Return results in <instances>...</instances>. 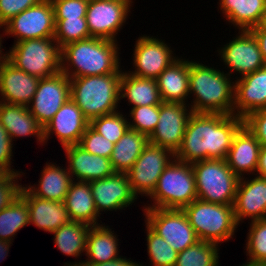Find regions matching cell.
Here are the masks:
<instances>
[{
	"label": "cell",
	"instance_id": "6da1fadb",
	"mask_svg": "<svg viewBox=\"0 0 266 266\" xmlns=\"http://www.w3.org/2000/svg\"><path fill=\"white\" fill-rule=\"evenodd\" d=\"M243 118L221 113H192L175 158L194 163L206 159H226Z\"/></svg>",
	"mask_w": 266,
	"mask_h": 266
},
{
	"label": "cell",
	"instance_id": "7a4b0ae2",
	"mask_svg": "<svg viewBox=\"0 0 266 266\" xmlns=\"http://www.w3.org/2000/svg\"><path fill=\"white\" fill-rule=\"evenodd\" d=\"M119 42L91 37L61 48V72L69 78L115 73L121 66Z\"/></svg>",
	"mask_w": 266,
	"mask_h": 266
},
{
	"label": "cell",
	"instance_id": "3957f363",
	"mask_svg": "<svg viewBox=\"0 0 266 266\" xmlns=\"http://www.w3.org/2000/svg\"><path fill=\"white\" fill-rule=\"evenodd\" d=\"M231 79V80H230ZM224 71L190 61L188 105L193 113L233 115L235 81ZM192 94V96H191Z\"/></svg>",
	"mask_w": 266,
	"mask_h": 266
},
{
	"label": "cell",
	"instance_id": "277c9868",
	"mask_svg": "<svg viewBox=\"0 0 266 266\" xmlns=\"http://www.w3.org/2000/svg\"><path fill=\"white\" fill-rule=\"evenodd\" d=\"M122 71L120 67L112 74L69 78L70 98L89 122L119 111Z\"/></svg>",
	"mask_w": 266,
	"mask_h": 266
},
{
	"label": "cell",
	"instance_id": "5b68a950",
	"mask_svg": "<svg viewBox=\"0 0 266 266\" xmlns=\"http://www.w3.org/2000/svg\"><path fill=\"white\" fill-rule=\"evenodd\" d=\"M151 204L143 208L183 209L197 199L192 164L176 158L164 169L157 186L148 197Z\"/></svg>",
	"mask_w": 266,
	"mask_h": 266
},
{
	"label": "cell",
	"instance_id": "8992f818",
	"mask_svg": "<svg viewBox=\"0 0 266 266\" xmlns=\"http://www.w3.org/2000/svg\"><path fill=\"white\" fill-rule=\"evenodd\" d=\"M199 240L220 244L234 238L238 228L233 205L196 199L182 209Z\"/></svg>",
	"mask_w": 266,
	"mask_h": 266
},
{
	"label": "cell",
	"instance_id": "52a82bcc",
	"mask_svg": "<svg viewBox=\"0 0 266 266\" xmlns=\"http://www.w3.org/2000/svg\"><path fill=\"white\" fill-rule=\"evenodd\" d=\"M197 199L234 205L239 177L228 167L226 159H206L192 163Z\"/></svg>",
	"mask_w": 266,
	"mask_h": 266
},
{
	"label": "cell",
	"instance_id": "ba28073f",
	"mask_svg": "<svg viewBox=\"0 0 266 266\" xmlns=\"http://www.w3.org/2000/svg\"><path fill=\"white\" fill-rule=\"evenodd\" d=\"M7 60L29 75L50 77L61 71V48L54 37L20 41L8 50Z\"/></svg>",
	"mask_w": 266,
	"mask_h": 266
},
{
	"label": "cell",
	"instance_id": "9c48e42d",
	"mask_svg": "<svg viewBox=\"0 0 266 266\" xmlns=\"http://www.w3.org/2000/svg\"><path fill=\"white\" fill-rule=\"evenodd\" d=\"M145 223L178 253L199 238L182 209L143 208Z\"/></svg>",
	"mask_w": 266,
	"mask_h": 266
},
{
	"label": "cell",
	"instance_id": "30bf717a",
	"mask_svg": "<svg viewBox=\"0 0 266 266\" xmlns=\"http://www.w3.org/2000/svg\"><path fill=\"white\" fill-rule=\"evenodd\" d=\"M55 16L52 2L42 0L11 18L2 27L5 35L15 36L14 43L36 38L54 37Z\"/></svg>",
	"mask_w": 266,
	"mask_h": 266
},
{
	"label": "cell",
	"instance_id": "8fae6325",
	"mask_svg": "<svg viewBox=\"0 0 266 266\" xmlns=\"http://www.w3.org/2000/svg\"><path fill=\"white\" fill-rule=\"evenodd\" d=\"M175 154L169 149L148 144L127 172L133 193L149 197L155 190L164 169L173 161Z\"/></svg>",
	"mask_w": 266,
	"mask_h": 266
},
{
	"label": "cell",
	"instance_id": "7c38bea8",
	"mask_svg": "<svg viewBox=\"0 0 266 266\" xmlns=\"http://www.w3.org/2000/svg\"><path fill=\"white\" fill-rule=\"evenodd\" d=\"M132 3L133 0H89L86 21L90 36L117 42V34L133 9Z\"/></svg>",
	"mask_w": 266,
	"mask_h": 266
},
{
	"label": "cell",
	"instance_id": "4fadbf2b",
	"mask_svg": "<svg viewBox=\"0 0 266 266\" xmlns=\"http://www.w3.org/2000/svg\"><path fill=\"white\" fill-rule=\"evenodd\" d=\"M220 61L227 66V74L241 76L253 73L266 66L258 43L249 30H239L236 37L218 50ZM233 73V74H232Z\"/></svg>",
	"mask_w": 266,
	"mask_h": 266
},
{
	"label": "cell",
	"instance_id": "5bb4252c",
	"mask_svg": "<svg viewBox=\"0 0 266 266\" xmlns=\"http://www.w3.org/2000/svg\"><path fill=\"white\" fill-rule=\"evenodd\" d=\"M69 99L70 79L60 71L53 76L40 78L35 95L27 107L44 127Z\"/></svg>",
	"mask_w": 266,
	"mask_h": 266
},
{
	"label": "cell",
	"instance_id": "9a60e30c",
	"mask_svg": "<svg viewBox=\"0 0 266 266\" xmlns=\"http://www.w3.org/2000/svg\"><path fill=\"white\" fill-rule=\"evenodd\" d=\"M193 111L183 103L162 102L159 105V120L149 143L169 149L174 154L178 151L185 129Z\"/></svg>",
	"mask_w": 266,
	"mask_h": 266
},
{
	"label": "cell",
	"instance_id": "2e32d148",
	"mask_svg": "<svg viewBox=\"0 0 266 266\" xmlns=\"http://www.w3.org/2000/svg\"><path fill=\"white\" fill-rule=\"evenodd\" d=\"M170 45L157 37L141 35L135 42L133 50V67L131 75L156 79L178 56L174 55Z\"/></svg>",
	"mask_w": 266,
	"mask_h": 266
},
{
	"label": "cell",
	"instance_id": "e0dca14e",
	"mask_svg": "<svg viewBox=\"0 0 266 266\" xmlns=\"http://www.w3.org/2000/svg\"><path fill=\"white\" fill-rule=\"evenodd\" d=\"M90 187L99 215L103 211L125 210L138 199L132 191L127 173L115 172L106 178L91 181Z\"/></svg>",
	"mask_w": 266,
	"mask_h": 266
},
{
	"label": "cell",
	"instance_id": "ac0fdd59",
	"mask_svg": "<svg viewBox=\"0 0 266 266\" xmlns=\"http://www.w3.org/2000/svg\"><path fill=\"white\" fill-rule=\"evenodd\" d=\"M89 125L81 109L70 98L53 118L43 127L44 145L55 134L62 147L79 144L81 136Z\"/></svg>",
	"mask_w": 266,
	"mask_h": 266
},
{
	"label": "cell",
	"instance_id": "d6986e66",
	"mask_svg": "<svg viewBox=\"0 0 266 266\" xmlns=\"http://www.w3.org/2000/svg\"><path fill=\"white\" fill-rule=\"evenodd\" d=\"M254 176L241 177L238 182L233 207L239 227L248 217L250 221L266 219V178Z\"/></svg>",
	"mask_w": 266,
	"mask_h": 266
},
{
	"label": "cell",
	"instance_id": "ffe728a7",
	"mask_svg": "<svg viewBox=\"0 0 266 266\" xmlns=\"http://www.w3.org/2000/svg\"><path fill=\"white\" fill-rule=\"evenodd\" d=\"M233 115L245 118L266 109V66L242 77H235Z\"/></svg>",
	"mask_w": 266,
	"mask_h": 266
},
{
	"label": "cell",
	"instance_id": "44dd1931",
	"mask_svg": "<svg viewBox=\"0 0 266 266\" xmlns=\"http://www.w3.org/2000/svg\"><path fill=\"white\" fill-rule=\"evenodd\" d=\"M39 80L6 60L0 67V102L28 106Z\"/></svg>",
	"mask_w": 266,
	"mask_h": 266
},
{
	"label": "cell",
	"instance_id": "7402d4cb",
	"mask_svg": "<svg viewBox=\"0 0 266 266\" xmlns=\"http://www.w3.org/2000/svg\"><path fill=\"white\" fill-rule=\"evenodd\" d=\"M67 157V170L75 181L91 182L115 173L110 158L90 154L78 144L63 147Z\"/></svg>",
	"mask_w": 266,
	"mask_h": 266
},
{
	"label": "cell",
	"instance_id": "603a6c76",
	"mask_svg": "<svg viewBox=\"0 0 266 266\" xmlns=\"http://www.w3.org/2000/svg\"><path fill=\"white\" fill-rule=\"evenodd\" d=\"M20 195L26 200L29 209V224L43 231L53 232L71 221L64 201H52L33 196L22 185Z\"/></svg>",
	"mask_w": 266,
	"mask_h": 266
},
{
	"label": "cell",
	"instance_id": "cb8c5ba5",
	"mask_svg": "<svg viewBox=\"0 0 266 266\" xmlns=\"http://www.w3.org/2000/svg\"><path fill=\"white\" fill-rule=\"evenodd\" d=\"M261 144L243 125L235 134L226 157L228 167L239 177L255 175ZM250 173V174H249Z\"/></svg>",
	"mask_w": 266,
	"mask_h": 266
},
{
	"label": "cell",
	"instance_id": "d4e9b609",
	"mask_svg": "<svg viewBox=\"0 0 266 266\" xmlns=\"http://www.w3.org/2000/svg\"><path fill=\"white\" fill-rule=\"evenodd\" d=\"M190 60L177 58L156 78L163 102L188 105Z\"/></svg>",
	"mask_w": 266,
	"mask_h": 266
},
{
	"label": "cell",
	"instance_id": "484cf974",
	"mask_svg": "<svg viewBox=\"0 0 266 266\" xmlns=\"http://www.w3.org/2000/svg\"><path fill=\"white\" fill-rule=\"evenodd\" d=\"M0 122L13 141L18 137L35 136L44 144L43 127L37 122L27 106L0 102Z\"/></svg>",
	"mask_w": 266,
	"mask_h": 266
},
{
	"label": "cell",
	"instance_id": "4316f807",
	"mask_svg": "<svg viewBox=\"0 0 266 266\" xmlns=\"http://www.w3.org/2000/svg\"><path fill=\"white\" fill-rule=\"evenodd\" d=\"M46 162L41 170L38 184L24 187L33 195L43 199L63 202L73 181L67 167ZM37 186V187H36Z\"/></svg>",
	"mask_w": 266,
	"mask_h": 266
},
{
	"label": "cell",
	"instance_id": "83f0119b",
	"mask_svg": "<svg viewBox=\"0 0 266 266\" xmlns=\"http://www.w3.org/2000/svg\"><path fill=\"white\" fill-rule=\"evenodd\" d=\"M118 241L116 233L105 223L90 226L85 254L87 259L82 263L91 266L119 258Z\"/></svg>",
	"mask_w": 266,
	"mask_h": 266
},
{
	"label": "cell",
	"instance_id": "f1b7e54d",
	"mask_svg": "<svg viewBox=\"0 0 266 266\" xmlns=\"http://www.w3.org/2000/svg\"><path fill=\"white\" fill-rule=\"evenodd\" d=\"M71 221L99 225L100 215L96 211L90 182L73 180L64 200Z\"/></svg>",
	"mask_w": 266,
	"mask_h": 266
},
{
	"label": "cell",
	"instance_id": "f546056e",
	"mask_svg": "<svg viewBox=\"0 0 266 266\" xmlns=\"http://www.w3.org/2000/svg\"><path fill=\"white\" fill-rule=\"evenodd\" d=\"M120 100L126 98L131 108L160 105L163 101L156 79L142 78L122 71L120 79Z\"/></svg>",
	"mask_w": 266,
	"mask_h": 266
},
{
	"label": "cell",
	"instance_id": "4dcf8cb0",
	"mask_svg": "<svg viewBox=\"0 0 266 266\" xmlns=\"http://www.w3.org/2000/svg\"><path fill=\"white\" fill-rule=\"evenodd\" d=\"M228 24L238 30L256 27L266 9V0H218Z\"/></svg>",
	"mask_w": 266,
	"mask_h": 266
},
{
	"label": "cell",
	"instance_id": "1f68e13d",
	"mask_svg": "<svg viewBox=\"0 0 266 266\" xmlns=\"http://www.w3.org/2000/svg\"><path fill=\"white\" fill-rule=\"evenodd\" d=\"M149 144V137L128 128L114 144L110 162L115 172L127 173Z\"/></svg>",
	"mask_w": 266,
	"mask_h": 266
},
{
	"label": "cell",
	"instance_id": "d6a6232c",
	"mask_svg": "<svg viewBox=\"0 0 266 266\" xmlns=\"http://www.w3.org/2000/svg\"><path fill=\"white\" fill-rule=\"evenodd\" d=\"M89 229L90 225L86 223L70 221L50 234H54L53 239L55 247L59 249L63 255L75 257L77 259L79 256L81 257L86 254Z\"/></svg>",
	"mask_w": 266,
	"mask_h": 266
},
{
	"label": "cell",
	"instance_id": "836d02e7",
	"mask_svg": "<svg viewBox=\"0 0 266 266\" xmlns=\"http://www.w3.org/2000/svg\"><path fill=\"white\" fill-rule=\"evenodd\" d=\"M29 224V209L26 200L19 195L0 211V240L13 242L17 232Z\"/></svg>",
	"mask_w": 266,
	"mask_h": 266
},
{
	"label": "cell",
	"instance_id": "e575fe53",
	"mask_svg": "<svg viewBox=\"0 0 266 266\" xmlns=\"http://www.w3.org/2000/svg\"><path fill=\"white\" fill-rule=\"evenodd\" d=\"M219 245L199 240L178 253L175 266H219Z\"/></svg>",
	"mask_w": 266,
	"mask_h": 266
},
{
	"label": "cell",
	"instance_id": "d590c367",
	"mask_svg": "<svg viewBox=\"0 0 266 266\" xmlns=\"http://www.w3.org/2000/svg\"><path fill=\"white\" fill-rule=\"evenodd\" d=\"M246 240V264L266 265V219L250 222Z\"/></svg>",
	"mask_w": 266,
	"mask_h": 266
},
{
	"label": "cell",
	"instance_id": "8d00e7d4",
	"mask_svg": "<svg viewBox=\"0 0 266 266\" xmlns=\"http://www.w3.org/2000/svg\"><path fill=\"white\" fill-rule=\"evenodd\" d=\"M146 241L149 262L152 266H175L178 252L155 233L146 223Z\"/></svg>",
	"mask_w": 266,
	"mask_h": 266
},
{
	"label": "cell",
	"instance_id": "74e56055",
	"mask_svg": "<svg viewBox=\"0 0 266 266\" xmlns=\"http://www.w3.org/2000/svg\"><path fill=\"white\" fill-rule=\"evenodd\" d=\"M55 23L54 39L60 48L69 43L91 38L86 17L55 19Z\"/></svg>",
	"mask_w": 266,
	"mask_h": 266
},
{
	"label": "cell",
	"instance_id": "f35d334b",
	"mask_svg": "<svg viewBox=\"0 0 266 266\" xmlns=\"http://www.w3.org/2000/svg\"><path fill=\"white\" fill-rule=\"evenodd\" d=\"M128 122L129 120L126 115L124 116L122 112L117 111L94 118L89 122V125L107 140L115 144L128 130Z\"/></svg>",
	"mask_w": 266,
	"mask_h": 266
},
{
	"label": "cell",
	"instance_id": "ab89813d",
	"mask_svg": "<svg viewBox=\"0 0 266 266\" xmlns=\"http://www.w3.org/2000/svg\"><path fill=\"white\" fill-rule=\"evenodd\" d=\"M129 113L128 120H132L128 122L129 128L149 137L159 120V105L134 107Z\"/></svg>",
	"mask_w": 266,
	"mask_h": 266
},
{
	"label": "cell",
	"instance_id": "60d3db41",
	"mask_svg": "<svg viewBox=\"0 0 266 266\" xmlns=\"http://www.w3.org/2000/svg\"><path fill=\"white\" fill-rule=\"evenodd\" d=\"M78 145L90 154L103 156L106 158L111 157L114 148V143L107 140L104 136L95 131L90 125H88L85 129V132L81 136Z\"/></svg>",
	"mask_w": 266,
	"mask_h": 266
},
{
	"label": "cell",
	"instance_id": "b9f144b4",
	"mask_svg": "<svg viewBox=\"0 0 266 266\" xmlns=\"http://www.w3.org/2000/svg\"><path fill=\"white\" fill-rule=\"evenodd\" d=\"M55 19H78L86 17L89 0H50Z\"/></svg>",
	"mask_w": 266,
	"mask_h": 266
},
{
	"label": "cell",
	"instance_id": "7bdbcfd3",
	"mask_svg": "<svg viewBox=\"0 0 266 266\" xmlns=\"http://www.w3.org/2000/svg\"><path fill=\"white\" fill-rule=\"evenodd\" d=\"M22 174H8L0 182V211L9 206L20 195L22 184L18 183Z\"/></svg>",
	"mask_w": 266,
	"mask_h": 266
},
{
	"label": "cell",
	"instance_id": "ee69618b",
	"mask_svg": "<svg viewBox=\"0 0 266 266\" xmlns=\"http://www.w3.org/2000/svg\"><path fill=\"white\" fill-rule=\"evenodd\" d=\"M244 125L256 137L261 146L266 147V109L249 113L243 118Z\"/></svg>",
	"mask_w": 266,
	"mask_h": 266
},
{
	"label": "cell",
	"instance_id": "f6af8a7d",
	"mask_svg": "<svg viewBox=\"0 0 266 266\" xmlns=\"http://www.w3.org/2000/svg\"><path fill=\"white\" fill-rule=\"evenodd\" d=\"M42 0H0V26Z\"/></svg>",
	"mask_w": 266,
	"mask_h": 266
},
{
	"label": "cell",
	"instance_id": "bcb514c9",
	"mask_svg": "<svg viewBox=\"0 0 266 266\" xmlns=\"http://www.w3.org/2000/svg\"><path fill=\"white\" fill-rule=\"evenodd\" d=\"M13 144L14 143L12 142L10 135L0 122V167L8 174L22 173V175H25L24 172H20L19 169L15 170L12 168V156H14L12 155L14 153L12 151V148L14 147Z\"/></svg>",
	"mask_w": 266,
	"mask_h": 266
},
{
	"label": "cell",
	"instance_id": "7dc6e473",
	"mask_svg": "<svg viewBox=\"0 0 266 266\" xmlns=\"http://www.w3.org/2000/svg\"><path fill=\"white\" fill-rule=\"evenodd\" d=\"M249 31L256 39L259 46V50L261 51L263 59L266 63V31L257 27H252L249 29Z\"/></svg>",
	"mask_w": 266,
	"mask_h": 266
},
{
	"label": "cell",
	"instance_id": "c3c4849f",
	"mask_svg": "<svg viewBox=\"0 0 266 266\" xmlns=\"http://www.w3.org/2000/svg\"><path fill=\"white\" fill-rule=\"evenodd\" d=\"M91 266H144L143 264H139L135 261L133 262V260H131L130 258H126V257H119L115 260L109 261V262H103V263H99L96 265H91Z\"/></svg>",
	"mask_w": 266,
	"mask_h": 266
},
{
	"label": "cell",
	"instance_id": "681fc988",
	"mask_svg": "<svg viewBox=\"0 0 266 266\" xmlns=\"http://www.w3.org/2000/svg\"><path fill=\"white\" fill-rule=\"evenodd\" d=\"M255 175L266 178V147L261 146Z\"/></svg>",
	"mask_w": 266,
	"mask_h": 266
},
{
	"label": "cell",
	"instance_id": "f907efd6",
	"mask_svg": "<svg viewBox=\"0 0 266 266\" xmlns=\"http://www.w3.org/2000/svg\"><path fill=\"white\" fill-rule=\"evenodd\" d=\"M11 244L10 241L0 240V262L5 261L6 257L8 256Z\"/></svg>",
	"mask_w": 266,
	"mask_h": 266
},
{
	"label": "cell",
	"instance_id": "816d5d0a",
	"mask_svg": "<svg viewBox=\"0 0 266 266\" xmlns=\"http://www.w3.org/2000/svg\"><path fill=\"white\" fill-rule=\"evenodd\" d=\"M0 28H2V26H0ZM2 35H4V31H3V34H0V67L1 65L7 60V52H3L2 49L3 48V45H2V39L4 38Z\"/></svg>",
	"mask_w": 266,
	"mask_h": 266
},
{
	"label": "cell",
	"instance_id": "f5cc1de1",
	"mask_svg": "<svg viewBox=\"0 0 266 266\" xmlns=\"http://www.w3.org/2000/svg\"><path fill=\"white\" fill-rule=\"evenodd\" d=\"M256 27L266 31V9L263 12L260 22Z\"/></svg>",
	"mask_w": 266,
	"mask_h": 266
},
{
	"label": "cell",
	"instance_id": "db71d44e",
	"mask_svg": "<svg viewBox=\"0 0 266 266\" xmlns=\"http://www.w3.org/2000/svg\"><path fill=\"white\" fill-rule=\"evenodd\" d=\"M63 266H88V265H86V264H84V263H82V260H79V262H78V260L76 261L75 260V262H64V265Z\"/></svg>",
	"mask_w": 266,
	"mask_h": 266
},
{
	"label": "cell",
	"instance_id": "11a10c76",
	"mask_svg": "<svg viewBox=\"0 0 266 266\" xmlns=\"http://www.w3.org/2000/svg\"><path fill=\"white\" fill-rule=\"evenodd\" d=\"M8 175V173L0 167V182Z\"/></svg>",
	"mask_w": 266,
	"mask_h": 266
},
{
	"label": "cell",
	"instance_id": "9f6ffc18",
	"mask_svg": "<svg viewBox=\"0 0 266 266\" xmlns=\"http://www.w3.org/2000/svg\"><path fill=\"white\" fill-rule=\"evenodd\" d=\"M240 266H266V265H250V264L243 263V264L240 265Z\"/></svg>",
	"mask_w": 266,
	"mask_h": 266
}]
</instances>
